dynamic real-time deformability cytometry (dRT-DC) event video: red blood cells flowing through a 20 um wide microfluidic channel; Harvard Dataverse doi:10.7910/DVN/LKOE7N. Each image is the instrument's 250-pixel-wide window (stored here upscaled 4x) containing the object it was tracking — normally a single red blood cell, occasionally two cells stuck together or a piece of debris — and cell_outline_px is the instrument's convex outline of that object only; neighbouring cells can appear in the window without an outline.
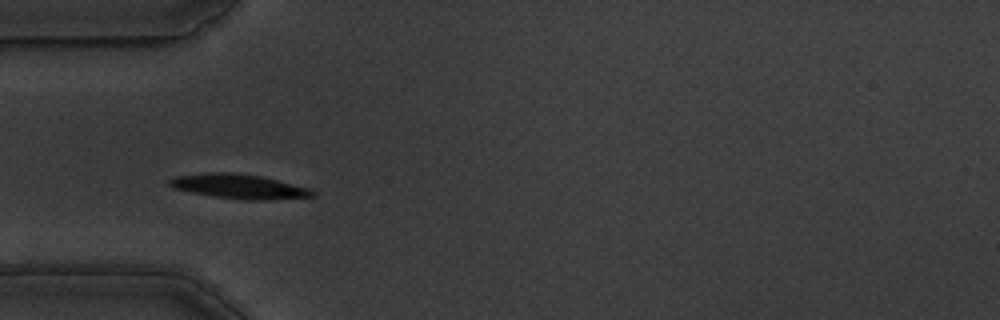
{"species": "common noctule bat (a hibernating species)", "species_latin": "Nyctalus noctula", "temperature_condition": "warm", "stored_images_in_passage": 41, "camera_frame_rate_fps": 3000, "um_per_image_px": 0.085, "animal": {"sex": "male", "body_mass_g": 19.5, "forearm_length_mm": 54.6}, "frame": {"image": 1, "passage_image": 1, "time_ms": 0.0, "image_size_px": [1000, 320], "cell_outline_px": [[316, 196], [260, 200], [248, 200], [212, 196], [172, 188], [168, 184], [168, 180], [176, 176], [208, 172], [232, 172], [260, 176], [312, 188], [316, 192]], "centroid_in_image_um": [20.33, 15.84], "position_along_channel_um": 64.7, "area_um2": 20.4}}
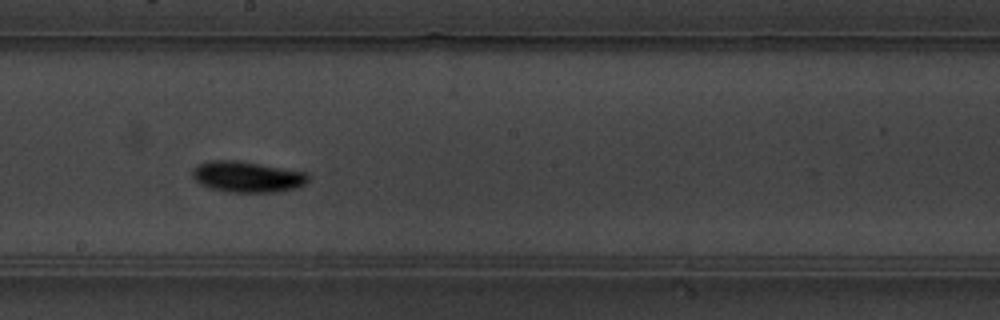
{"frame": {"image": 2, "passage_image": 15, "time_ms": 4.667, "image_size_px": [1000, 320], "cell_outline_px": [[308, 184], [296, 188], [280, 192], [228, 192], [208, 188], [200, 184], [192, 176], [192, 168], [196, 164], [208, 160], [236, 160], [308, 172]], "centroid_in_image_um": [21.01, 15.03], "position_along_channel_um": 227.2, "area_um2": 21.27}}
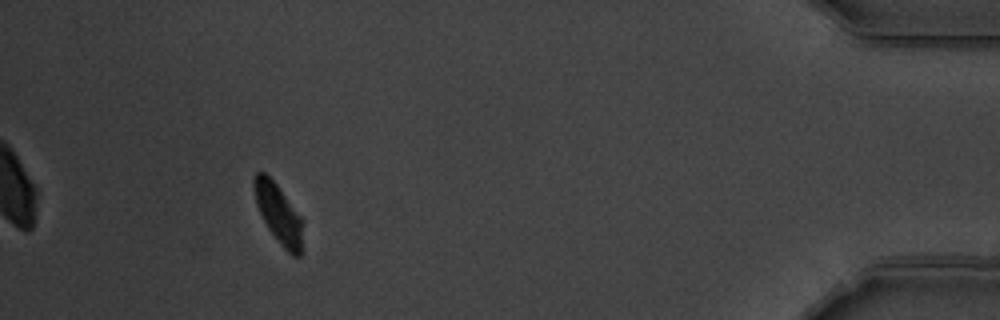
{"frame": {"image": 3, "passage_image": 36, "time_ms": 11.667, "image_size_px": [1000, 320], "cell_outline_px": [[304, 220], [300, 256], [292, 256], [280, 244], [268, 228], [256, 204], [252, 184], [252, 180], [256, 172], [264, 172], [276, 184]], "centroid_in_image_um": [23.68, 18.16], "position_along_channel_um": 411.5, "area_um2": 16.82}, "authors_computed_cell_mechanics": {"area_um2": 18.785, "velocity_mm_per_s": 3.5027, "shape_relaxation_time_tau1_ms": 5.4389, "shape_relaxation_time_tau2_ms": null, "deformation_change_tau1": 0.2102, "deformation_change_tau2": null}}